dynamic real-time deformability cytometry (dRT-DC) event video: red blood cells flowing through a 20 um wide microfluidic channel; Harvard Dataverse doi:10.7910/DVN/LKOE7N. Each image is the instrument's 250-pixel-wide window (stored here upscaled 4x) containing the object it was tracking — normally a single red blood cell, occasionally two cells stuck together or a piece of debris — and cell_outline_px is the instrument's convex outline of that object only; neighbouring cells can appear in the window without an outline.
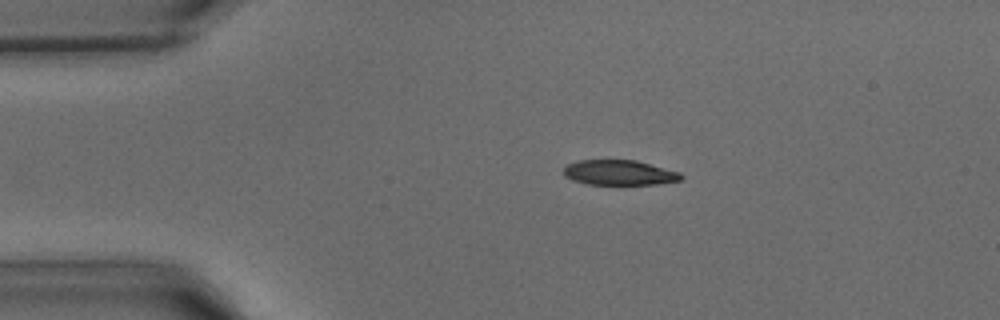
{"species": "common noctule bat (a hibernating species)", "species_latin": "Nyctalus noctula", "temperature_condition": "warm", "stored_images_in_passage": 34, "camera_frame_rate_fps": 3000, "um_per_image_px": 0.085, "animal": {"sex": "male", "body_mass_g": 15.6}, "frame": {"image": 1, "passage_image": 1, "time_ms": 0.0, "image_size_px": [1000, 320], "cell_outline_px": [[684, 176], [680, 180], [656, 184], [588, 184], [572, 180], [564, 176], [564, 168], [568, 164], [576, 160], [636, 160], [680, 172]], "centroid_in_image_um": [52.63, 14.67], "position_along_channel_um": 32.4, "area_um2": 17.11}}
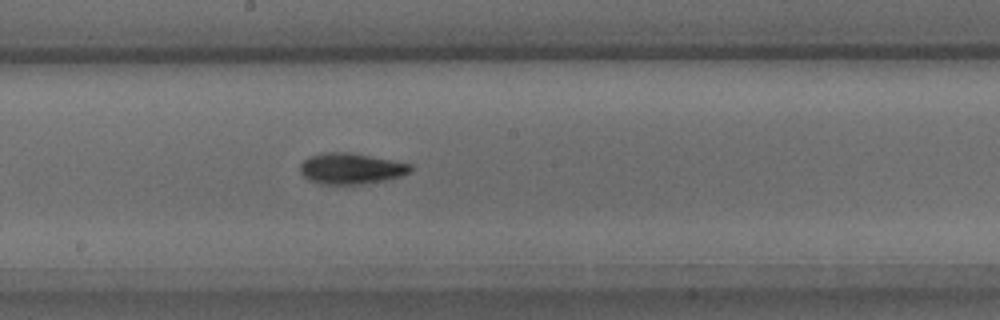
{"frame": {"image": 2, "passage_image": 15, "time_ms": 4.667, "image_size_px": [1000, 320], "cell_outline_px": [[412, 168], [408, 172], [400, 176], [388, 180], [360, 184], [320, 184], [308, 180], [300, 172], [300, 164], [308, 156], [324, 152], [348, 152], [392, 160], [412, 164]], "centroid_in_image_um": [29.8, 14.33], "position_along_channel_um": 218.4, "area_um2": 19.94}}
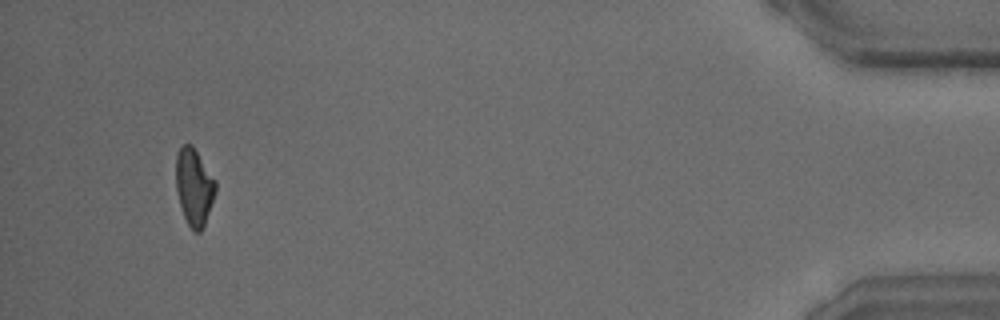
{"frame": {"image": 3, "passage_image": 32, "time_ms": 10.333, "image_size_px": [1000, 320], "cell_outline_px": [[216, 192], [204, 228], [200, 232], [192, 232], [184, 216], [180, 204], [176, 188], [176, 152], [184, 144], [192, 144], [216, 180]], "centroid_in_image_um": [16.51, 15.9], "position_along_channel_um": 418.7, "area_um2": 17.98}}